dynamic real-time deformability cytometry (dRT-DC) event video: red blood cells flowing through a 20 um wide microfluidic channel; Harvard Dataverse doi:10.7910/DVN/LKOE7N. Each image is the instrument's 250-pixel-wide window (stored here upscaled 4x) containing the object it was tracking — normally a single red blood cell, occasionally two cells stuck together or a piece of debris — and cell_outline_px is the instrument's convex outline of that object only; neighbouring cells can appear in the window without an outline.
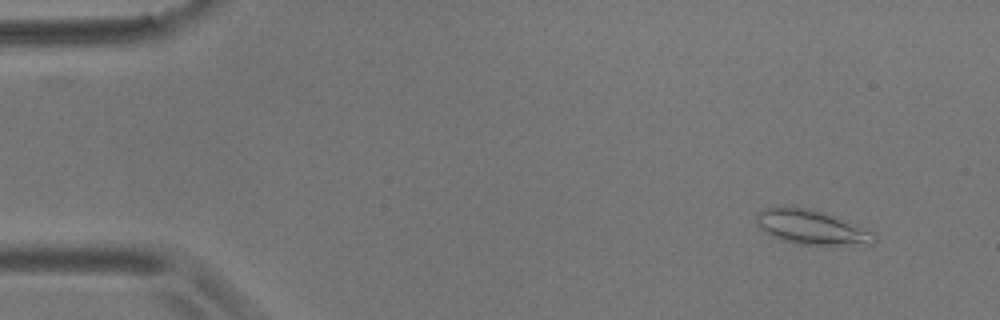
{"species": "common noctule bat (a hibernating species)", "species_latin": "Nyctalus noctula", "temperature_condition": "room temperature", "stored_images_in_passage": 54, "camera_frame_rate_fps": 3000, "um_per_image_px": 0.085, "animal": {"sex": "male", "body_mass_g": 17.9}, "frame": {"image": 1, "passage_image": 3, "time_ms": 0.667, "image_size_px": [1000, 320], "cell_outline_px": [[876, 240], [872, 244], [796, 244], [772, 236], [760, 228], [756, 224], [756, 216], [764, 208], [784, 204], [808, 208], [824, 212], [876, 232]], "centroid_in_image_um": [68.95, 19.27], "position_along_channel_um": 16.0, "area_um2": 23.81}}
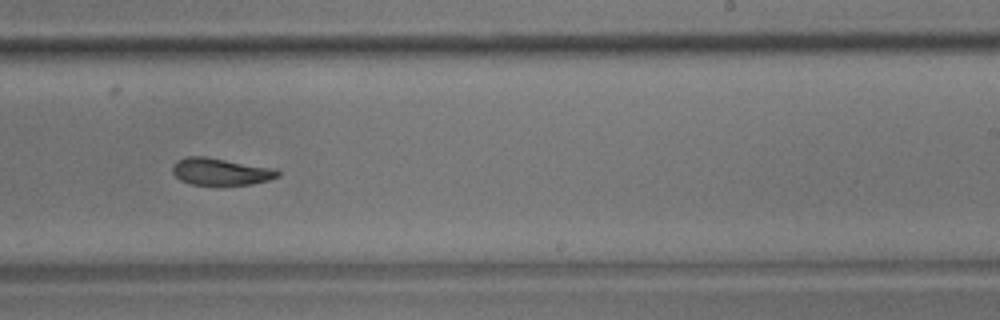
{"frame": {"image": 2, "passage_image": 33, "time_ms": 10.667, "image_size_px": [1000, 320], "cell_outline_px": [[280, 176], [268, 180], [252, 184], [192, 184], [180, 180], [172, 172], [172, 164], [176, 160], [188, 156], [204, 156], [276, 168], [280, 172]], "centroid_in_image_um": [18.76, 14.57], "position_along_channel_um": 270.2, "area_um2": 16.59}}
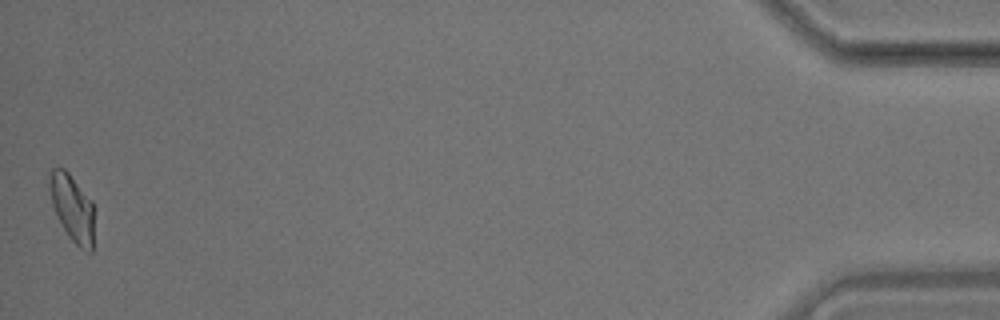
{"frame": {"image": 3, "passage_image": 54, "time_ms": 17.667, "image_size_px": [1000, 320], "cell_outline_px": [[92, 252], [88, 252], [80, 248], [68, 236], [52, 204], [48, 188], [48, 176], [52, 168], [64, 168], [68, 172], [92, 200]], "centroid_in_image_um": [6.11, 17.62], "position_along_channel_um": 429.1, "area_um2": 17.11}, "authors_computed_cell_mechanics": {"area_um2": 17.5134, "velocity_mm_per_s": 3.5825, "shape_relaxation_time_tau1_ms": 7.8096, "shape_relaxation_time_tau2_ms": 3.3702, "deformation_change_tau1": 0.1712, "deformation_change_tau2": 0.0988}}